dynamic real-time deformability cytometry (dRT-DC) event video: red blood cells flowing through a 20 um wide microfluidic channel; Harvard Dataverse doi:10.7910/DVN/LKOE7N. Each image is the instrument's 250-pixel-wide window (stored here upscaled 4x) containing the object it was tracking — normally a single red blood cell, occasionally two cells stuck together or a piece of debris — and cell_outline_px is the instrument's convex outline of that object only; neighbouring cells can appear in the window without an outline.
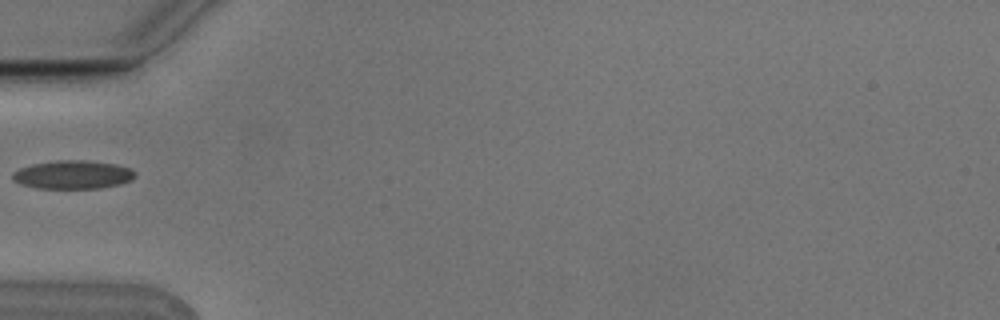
{"species": "Egyptian fruit bat (a non-hibernating species)", "species_latin": "Rousettus aegyptiacus", "temperature_condition": "cold", "stored_images_in_passage": 2, "camera_frame_rate_fps": 3000, "um_per_image_px": 0.085, "animal": {"sex": "male"}, "frame": {"image": 1, "passage_image": 1, "time_ms": 0.0, "image_size_px": [1000, 320], "cell_outline_px": [[136, 176], [132, 180], [120, 184], [100, 188], [36, 188], [20, 184], [12, 180], [12, 172], [20, 168], [32, 164], [56, 160], [84, 160], [116, 164], [128, 168], [136, 172]], "centroid_in_image_um": [6.18, 14.85], "position_along_channel_um": 78.8, "area_um2": 20.4}}